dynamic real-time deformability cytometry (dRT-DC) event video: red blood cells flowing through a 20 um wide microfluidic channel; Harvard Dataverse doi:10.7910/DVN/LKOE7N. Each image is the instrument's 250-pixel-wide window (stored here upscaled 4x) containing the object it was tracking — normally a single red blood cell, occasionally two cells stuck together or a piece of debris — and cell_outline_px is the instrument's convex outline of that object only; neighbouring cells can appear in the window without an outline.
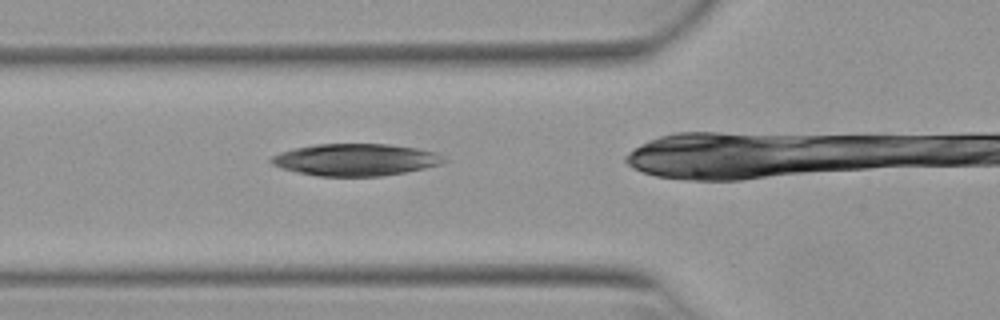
{"species": "Egyptian fruit bat (a non-hibernating species)", "species_latin": "Rousettus aegyptiacus", "temperature_condition": "warm", "stored_images_in_passage": 24, "camera_frame_rate_fps": 3000, "um_per_image_px": 0.085, "animal": {"sex": "female"}, "frame": {"image": 1, "passage_image": 5, "time_ms": 1.333, "image_size_px": [1000, 320], "cell_outline_px": [[448, 160], [440, 164], [424, 168], [404, 172], [380, 176], [316, 176], [280, 168], [272, 164], [268, 160], [272, 156], [280, 152], [292, 148], [312, 144], [388, 144], [420, 148], [436, 152], [444, 156]], "centroid_in_image_um": [30.21, 13.56], "position_along_channel_um": 95.6, "area_um2": 32.48}}
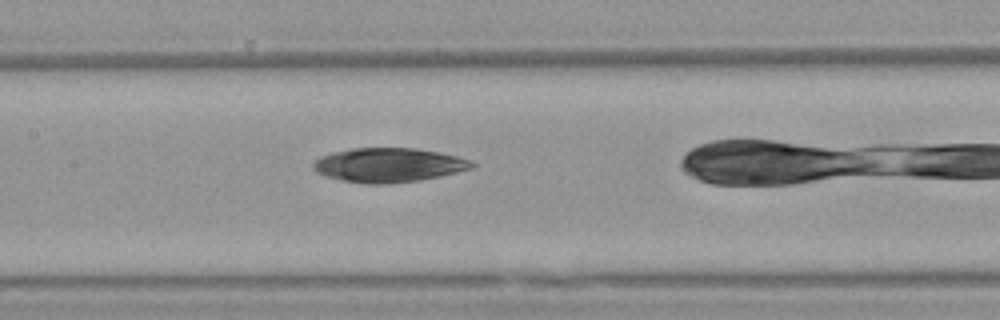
{"frame": {"image": 2, "passage_image": 11, "time_ms": 3.333, "image_size_px": [1000, 320], "cell_outline_px": [[476, 164], [472, 168], [440, 176], [420, 180], [384, 184], [368, 184], [340, 180], [316, 172], [312, 168], [312, 164], [320, 156], [332, 152], [352, 148], [416, 148], [440, 152], [472, 160]], "centroid_in_image_um": [33.03, 14.02], "position_along_channel_um": 174.4, "area_um2": 31.67}}
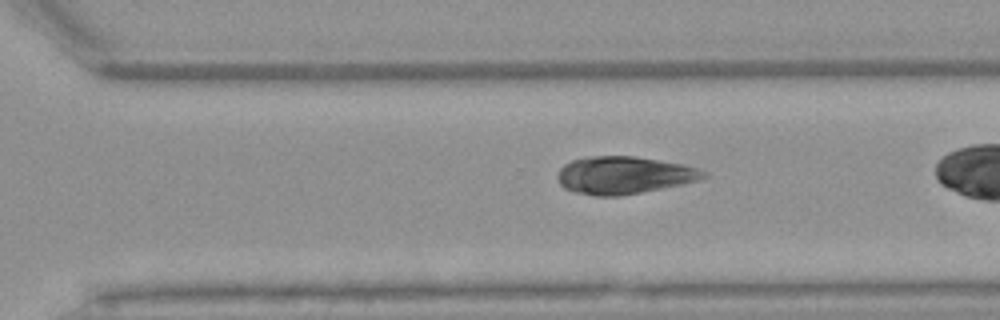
{"frame": {"image": 3, "passage_image": 22, "time_ms": 7.0, "image_size_px": [1000, 320], "cell_outline_px": [[708, 176], [700, 180], [620, 196], [596, 196], [576, 192], [564, 188], [560, 184], [556, 176], [560, 168], [564, 164], [572, 160], [588, 156], [636, 156], [684, 164], [708, 172]], "centroid_in_image_um": [53.02, 14.88], "position_along_channel_um": 317.6, "area_um2": 31.91}}